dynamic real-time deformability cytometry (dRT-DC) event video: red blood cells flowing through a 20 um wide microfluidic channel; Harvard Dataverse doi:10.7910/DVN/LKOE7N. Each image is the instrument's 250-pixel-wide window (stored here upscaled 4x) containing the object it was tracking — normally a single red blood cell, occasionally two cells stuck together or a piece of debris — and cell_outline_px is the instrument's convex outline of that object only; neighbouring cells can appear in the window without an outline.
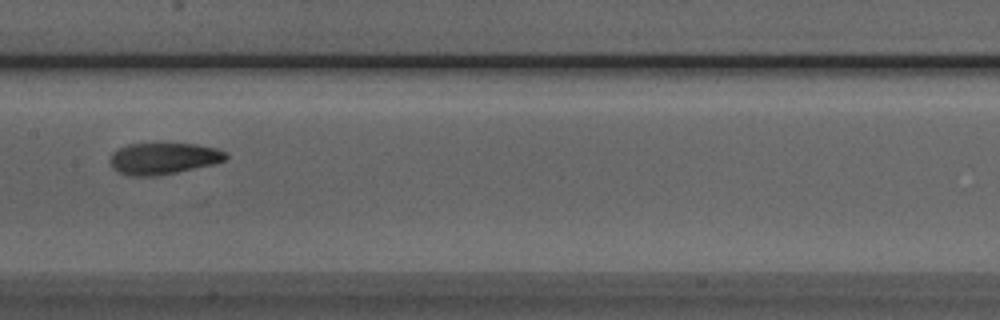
{"species": "Egyptian fruit bat (a non-hibernating species)", "species_latin": "Rousettus aegyptiacus", "temperature_condition": "room temperature", "stored_images_in_passage": 5, "camera_frame_rate_fps": 3000, "um_per_image_px": 0.085, "animal": {"sex": "male"}, "frame": {"image": 1, "passage_image": 5, "time_ms": 4.667, "image_size_px": [1000, 320], "cell_outline_px": [[228, 156], [224, 160], [216, 164], [156, 176], [128, 176], [112, 168], [108, 160], [112, 152], [128, 144], [196, 144], [216, 148], [228, 152]], "centroid_in_image_um": [13.89, 13.48], "position_along_channel_um": 193.5, "area_um2": 21.39}}